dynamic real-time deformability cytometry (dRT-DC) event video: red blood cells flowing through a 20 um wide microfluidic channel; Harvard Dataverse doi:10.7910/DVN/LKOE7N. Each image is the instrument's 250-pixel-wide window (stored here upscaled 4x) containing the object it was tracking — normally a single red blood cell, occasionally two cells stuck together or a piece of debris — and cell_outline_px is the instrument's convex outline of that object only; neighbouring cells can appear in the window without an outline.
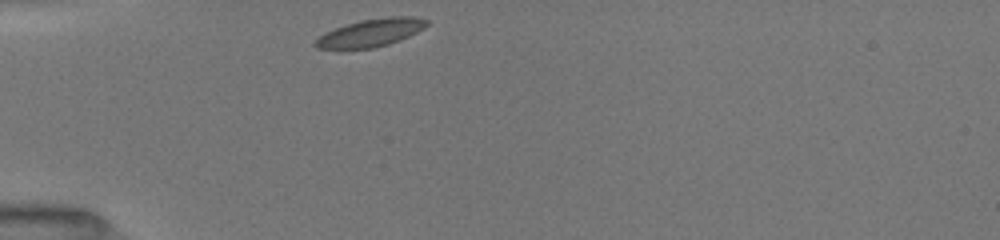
{"species": "common noctule bat (a hibernating species)", "species_latin": "Nyctalus noctula", "temperature_condition": "room temperature", "stored_images_in_passage": 32, "camera_frame_rate_fps": 3000, "um_per_image_px": 0.085, "animal": {"sex": "female", "body_mass_g": 19.5, "forearm_length_mm": 54.1}, "frame": {"image": 1, "passage_image": 1, "time_ms": 0.0, "image_size_px": [1000, 240], "cell_outline_px": [[428, 24], [424, 28], [408, 36], [388, 44], [372, 48], [316, 48], [312, 44], [324, 32], [360, 20], [388, 16], [412, 16], [428, 20]], "centroid_in_image_um": [31.52, 2.77], "position_along_channel_um": 53.5, "area_um2": 17.74}}
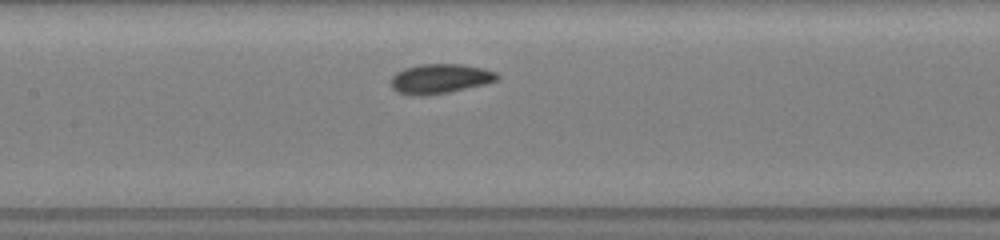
{"frame": {"image": 2, "passage_image": 11, "time_ms": 3.333, "image_size_px": [1000, 240], "cell_outline_px": [[500, 76], [496, 80], [484, 84], [448, 92], [424, 96], [412, 96], [396, 92], [392, 88], [392, 76], [396, 72], [404, 68], [420, 64], [460, 64], [484, 68], [496, 72]], "centroid_in_image_um": [37.37, 6.69], "position_along_channel_um": 170.0, "area_um2": 18.38}}
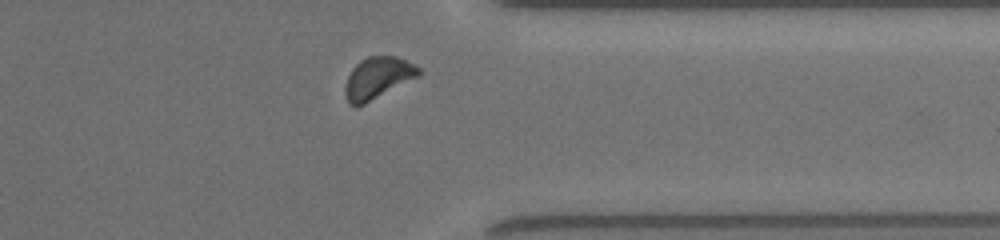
{"frame": {"image": 3, "passage_image": 27, "time_ms": 8.667, "image_size_px": [1000, 240], "cell_outline_px": [[420, 76], [356, 108], [348, 104], [344, 92], [344, 84], [352, 68], [360, 60], [368, 56], [396, 56], [420, 68]], "centroid_in_image_um": [32.06, 6.65], "position_along_channel_um": 379.3, "area_um2": 17.98}, "authors_computed_cell_mechanics": {"area_um2": 17.6579, "velocity_mm_per_s": 3.9766, "shape_relaxation_time_tau1_ms": 1.472, "shape_relaxation_time_tau2_ms": 3.4739, "deformation_change_tau1": 0.0718, "deformation_change_tau2": 0.0614}}